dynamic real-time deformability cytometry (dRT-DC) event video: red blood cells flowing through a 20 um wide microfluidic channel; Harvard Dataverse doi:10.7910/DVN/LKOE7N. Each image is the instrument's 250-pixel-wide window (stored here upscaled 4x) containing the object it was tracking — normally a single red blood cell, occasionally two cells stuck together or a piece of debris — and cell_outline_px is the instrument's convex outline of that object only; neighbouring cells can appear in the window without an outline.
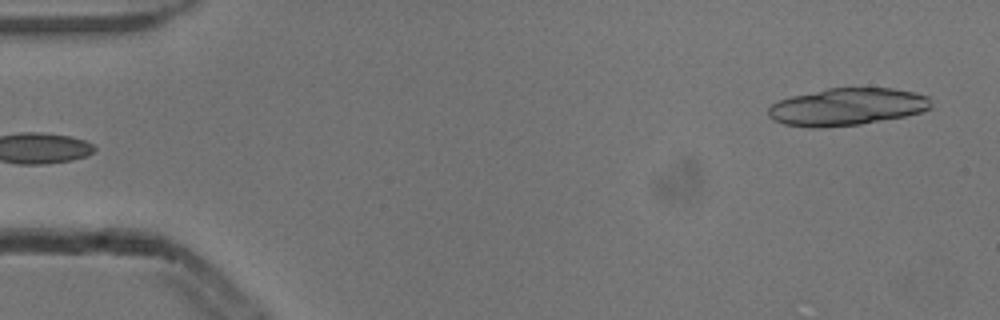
{"species": "common noctule bat (a hibernating species)", "species_latin": "Nyctalus noctula", "temperature_condition": "cold", "stored_images_in_passage": 4, "segment_of_instrument_passage": [2, 2], "camera_frame_rate_fps": 3000, "um_per_image_px": 0.085, "animal": {"sex": "male", "body_mass_g": 13.3}, "frame": {"image": 1, "passage_image": 4, "time_ms": 1.0, "image_size_px": [1000, 320], "cell_outline_px": [[932, 108], [920, 112], [904, 116], [860, 124], [820, 128], [812, 128], [784, 124], [772, 120], [768, 116], [768, 108], [772, 104], [780, 100], [792, 96], [828, 88], [892, 88], [912, 92], [928, 96], [932, 104]], "centroid_in_image_um": [71.98, 9.08], "position_along_channel_um": 13.0, "area_um2": 35.32}}